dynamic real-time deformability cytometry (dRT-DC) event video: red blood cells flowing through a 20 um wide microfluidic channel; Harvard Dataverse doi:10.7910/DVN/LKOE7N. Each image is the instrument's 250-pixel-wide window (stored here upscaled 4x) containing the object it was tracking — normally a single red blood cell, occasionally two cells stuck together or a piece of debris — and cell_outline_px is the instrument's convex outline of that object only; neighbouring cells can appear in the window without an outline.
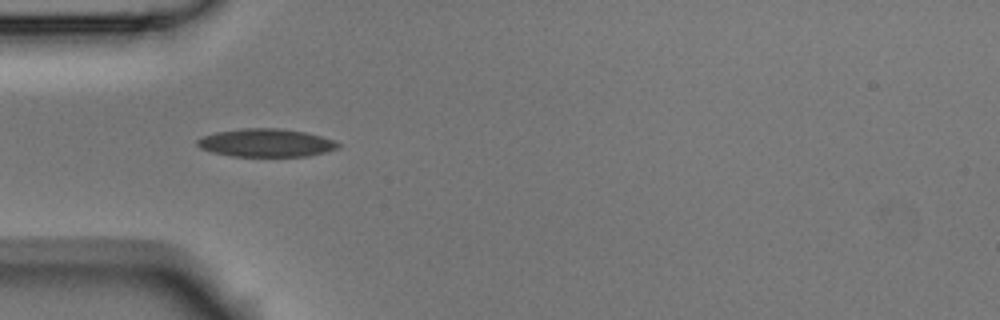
{"species": "Egyptian fruit bat (a non-hibernating species)", "species_latin": "Rousettus aegyptiacus", "temperature_condition": "room temperature", "stored_images_in_passage": 6, "camera_frame_rate_fps": 3000, "um_per_image_px": 0.085, "animal": {"sex": "male"}, "frame": {"image": 1, "passage_image": 3, "time_ms": 0.667, "image_size_px": [1000, 320], "cell_outline_px": [[340, 144], [336, 148], [324, 152], [308, 156], [232, 156], [212, 152], [200, 148], [196, 144], [196, 140], [204, 136], [216, 132], [244, 128], [276, 128], [304, 132], [320, 136], [332, 140]], "centroid_in_image_um": [22.56, 12.14], "position_along_channel_um": 62.4, "area_um2": 22.72}}
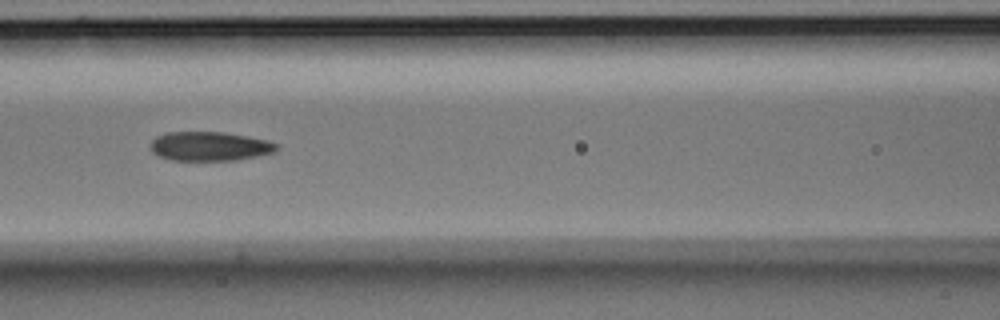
{"frame": {"image": 2, "passage_image": 5, "time_ms": 1.333, "image_size_px": [1000, 320], "cell_outline_px": [[280, 148], [276, 152], [236, 160], [172, 160], [160, 156], [152, 152], [148, 144], [156, 136], [168, 132], [224, 132], [248, 136], [268, 140], [280, 144]], "centroid_in_image_um": [17.85, 12.43], "position_along_channel_um": 148.7, "area_um2": 21.68}}
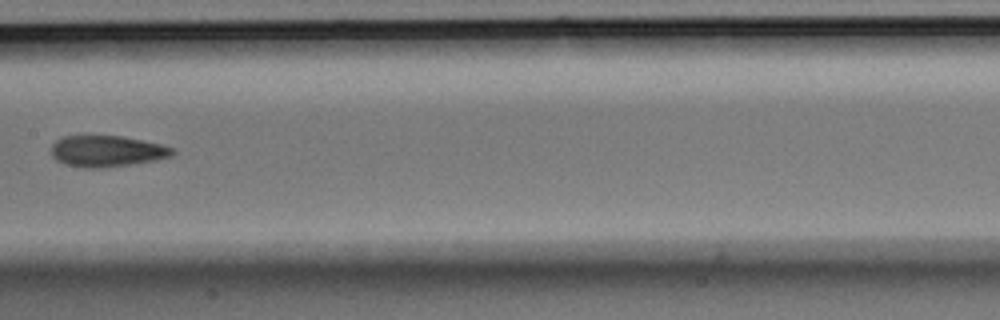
{"frame": {"image": 3, "passage_image": 6, "time_ms": 1.667, "image_size_px": [1000, 320], "cell_outline_px": [[176, 152], [172, 156], [152, 160], [128, 164], [100, 168], [84, 168], [64, 164], [56, 160], [52, 156], [52, 144], [56, 140], [64, 136], [124, 136], [160, 144], [172, 148]], "centroid_in_image_um": [9.05, 12.84], "position_along_channel_um": 198.3, "area_um2": 21.85}}